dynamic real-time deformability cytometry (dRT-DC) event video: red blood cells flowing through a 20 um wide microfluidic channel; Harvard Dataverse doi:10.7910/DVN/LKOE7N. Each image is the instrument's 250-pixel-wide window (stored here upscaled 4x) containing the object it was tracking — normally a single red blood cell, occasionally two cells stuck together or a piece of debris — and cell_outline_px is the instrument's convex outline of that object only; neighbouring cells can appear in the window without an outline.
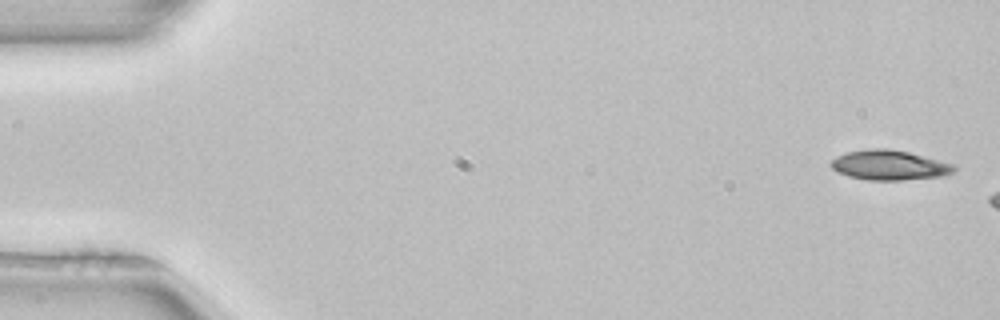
{"species": "common noctule bat (a hibernating species)", "species_latin": "Nyctalus noctula", "temperature_condition": "room temperature", "stored_images_in_passage": 7, "camera_frame_rate_fps": 3000, "um_per_image_px": 0.085, "animal": {"sex": "female", "body_mass_g": 22.7, "forearm_length_mm": 54.2}, "frame": {"image": 1, "passage_image": 1, "time_ms": 0.0, "image_size_px": [1000, 320], "cell_outline_px": [[956, 168], [952, 172], [940, 176], [904, 180], [868, 180], [848, 176], [836, 172], [832, 168], [832, 160], [836, 156], [848, 152], [868, 148], [888, 148], [908, 152], [956, 164]], "centroid_in_image_um": [75.59, 14.03], "position_along_channel_um": 9.4, "area_um2": 21.39}}